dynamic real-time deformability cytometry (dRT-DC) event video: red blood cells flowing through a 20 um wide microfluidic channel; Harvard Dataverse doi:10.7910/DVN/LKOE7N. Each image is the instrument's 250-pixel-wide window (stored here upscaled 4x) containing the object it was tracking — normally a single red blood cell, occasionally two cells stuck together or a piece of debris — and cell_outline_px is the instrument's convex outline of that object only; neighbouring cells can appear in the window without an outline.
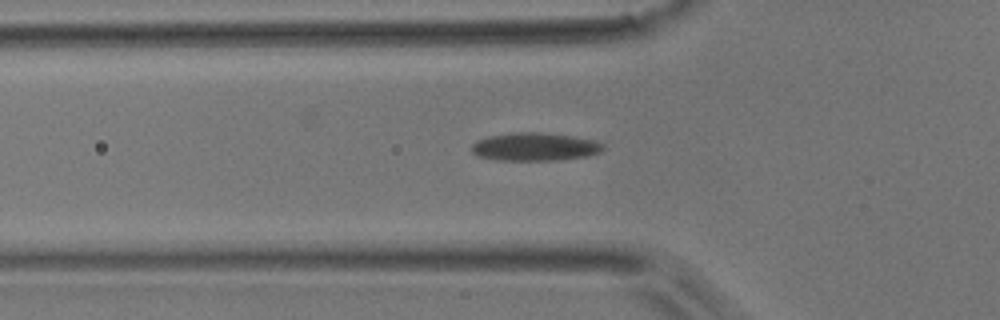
{"species": "common noctule bat (a hibernating species)", "species_latin": "Nyctalus noctula", "temperature_condition": "room temperature", "stored_images_in_passage": 37, "camera_frame_rate_fps": 3000, "um_per_image_px": 0.085, "animal": {"sex": "male", "body_mass_g": 17.9}, "frame": {"image": 1, "passage_image": 7, "time_ms": 2.0, "image_size_px": [1000, 320], "cell_outline_px": [[604, 148], [600, 152], [588, 156], [556, 160], [500, 160], [476, 156], [472, 152], [472, 144], [476, 140], [488, 136], [512, 132], [540, 132], [572, 136], [596, 140], [604, 144]], "centroid_in_image_um": [45.46, 12.47], "position_along_channel_um": 80.3, "area_um2": 21.68}}
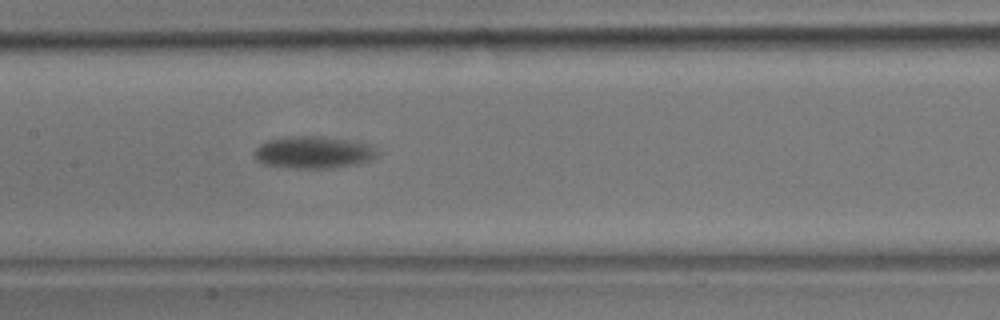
{"frame": {"image": 2, "passage_image": 15, "time_ms": 4.667, "image_size_px": [1000, 320], "cell_outline_px": [[380, 152], [376, 156], [368, 160], [356, 164], [328, 168], [296, 168], [264, 164], [256, 160], [252, 156], [252, 152], [260, 144], [268, 140], [288, 136], [320, 136], [368, 144], [376, 148]], "centroid_in_image_um": [26.59, 12.95], "position_along_channel_um": 180.8, "area_um2": 22.89}}
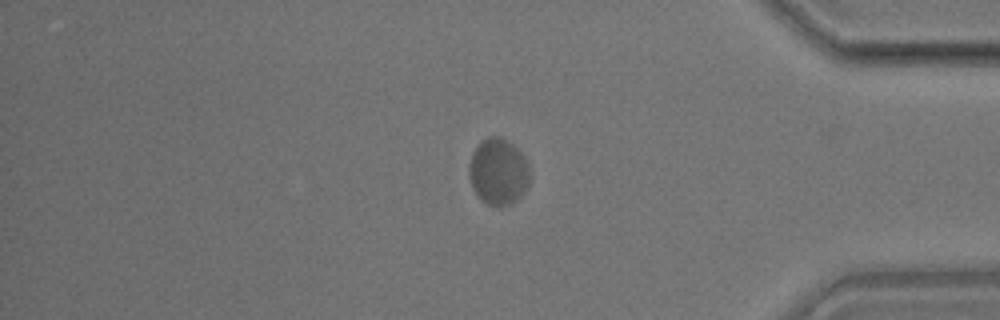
{"frame": {"image": 3, "passage_image": 34, "time_ms": 11.0, "image_size_px": [1000, 320], "cell_outline_px": [[528, 184], [524, 192], [516, 200], [508, 204], [488, 204], [480, 200], [472, 188], [468, 176], [468, 164], [472, 152], [488, 136], [500, 136], [512, 144], [524, 156], [528, 164]], "centroid_in_image_um": [42.32, 14.58], "position_along_channel_um": 392.9, "area_um2": 23.29}, "authors_computed_cell_mechanics": {"area_um2": 21.9062, "velocity_mm_per_s": 3.7545, "shape_relaxation_time_tau1_ms": 2.3188, "shape_relaxation_time_tau2_ms": null, "deformation_change_tau1": 0.1011, "deformation_change_tau2": null}}